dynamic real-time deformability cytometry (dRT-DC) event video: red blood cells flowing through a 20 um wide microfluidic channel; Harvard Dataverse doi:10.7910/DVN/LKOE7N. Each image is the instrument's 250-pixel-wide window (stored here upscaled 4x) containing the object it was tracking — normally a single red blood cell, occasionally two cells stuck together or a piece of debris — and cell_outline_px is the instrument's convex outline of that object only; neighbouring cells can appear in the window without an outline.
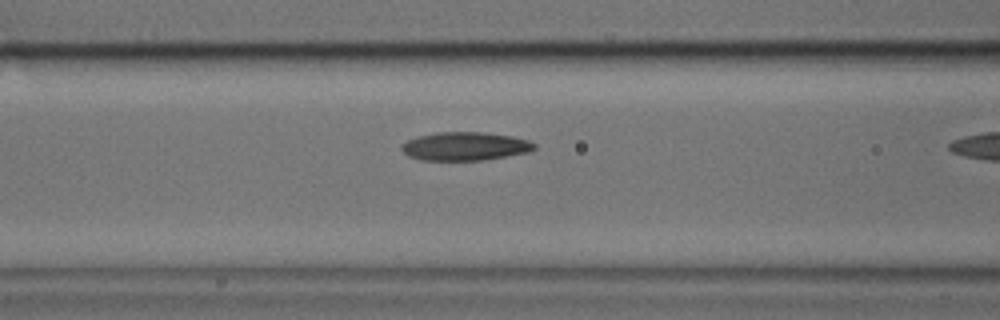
{"species": "common noctule bat (a hibernating species)", "species_latin": "Nyctalus noctula", "temperature_condition": "cold", "stored_images_in_passage": 7, "camera_frame_rate_fps": 3000, "um_per_image_px": 0.085, "animal": {"sex": "male", "body_mass_g": 17.9, "forearm_length_mm": 54.2}, "frame": {"image": 1, "passage_image": 6, "time_ms": 1.667, "image_size_px": [1000, 320], "cell_outline_px": [[536, 148], [528, 152], [484, 160], [420, 160], [408, 156], [400, 148], [408, 140], [416, 136], [436, 132], [484, 132], [512, 136], [528, 140], [536, 144]], "centroid_in_image_um": [39.53, 12.43], "position_along_channel_um": 127.1, "area_um2": 22.02}}